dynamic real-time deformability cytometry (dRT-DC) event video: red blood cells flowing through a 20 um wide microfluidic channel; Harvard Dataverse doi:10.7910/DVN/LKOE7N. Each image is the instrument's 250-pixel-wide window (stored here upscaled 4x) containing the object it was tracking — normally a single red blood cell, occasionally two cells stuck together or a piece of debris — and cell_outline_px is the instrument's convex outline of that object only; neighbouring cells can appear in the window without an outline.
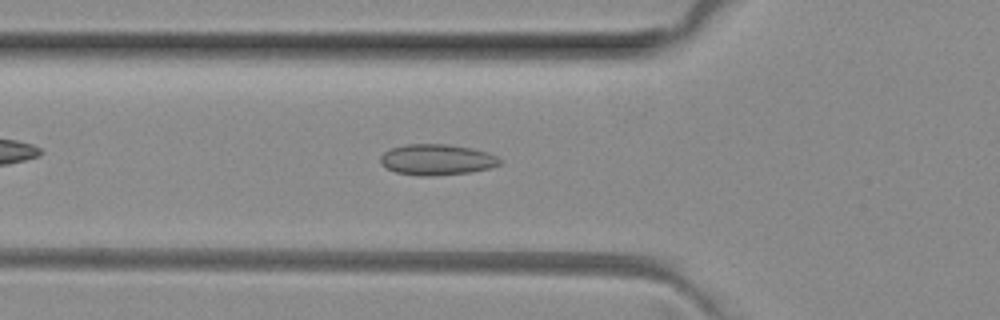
{"species": "common noctule bat (a hibernating species)", "species_latin": "Nyctalus noctula", "temperature_condition": "room temperature", "stored_images_in_passage": 41, "camera_frame_rate_fps": 3000, "um_per_image_px": 0.085, "animal": {"sex": "female", "body_mass_g": 29.2, "forearm_length_mm": 56.3}, "frame": {"image": 1, "passage_image": 8, "time_ms": 2.333, "image_size_px": [1000, 320], "cell_outline_px": [[504, 160], [500, 164], [492, 168], [472, 172], [436, 176], [416, 176], [396, 172], [380, 164], [380, 156], [384, 152], [392, 148], [404, 144], [448, 144], [472, 148], [488, 152]], "centroid_in_image_um": [37.16, 13.58], "position_along_channel_um": 88.6, "area_um2": 21.85}}
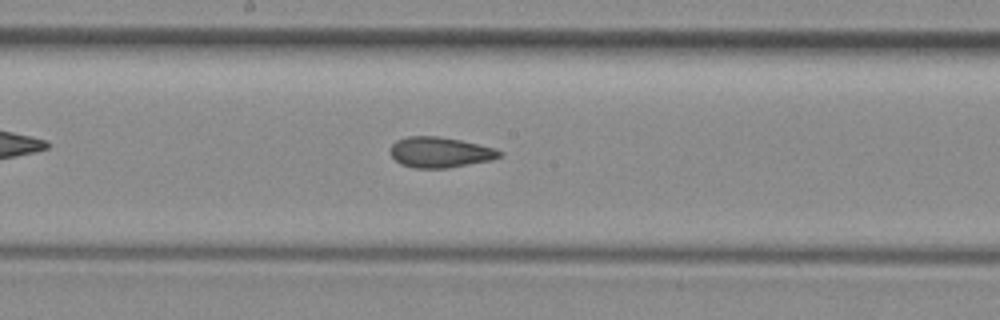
{"frame": {"image": 2, "passage_image": 17, "time_ms": 5.333, "image_size_px": [1000, 320], "cell_outline_px": [[504, 152], [500, 156], [492, 160], [448, 168], [416, 168], [400, 164], [392, 156], [392, 144], [396, 140], [408, 136], [440, 136], [460, 140], [496, 148]], "centroid_in_image_um": [37.43, 12.94], "position_along_channel_um": 210.8, "area_um2": 19.42}}
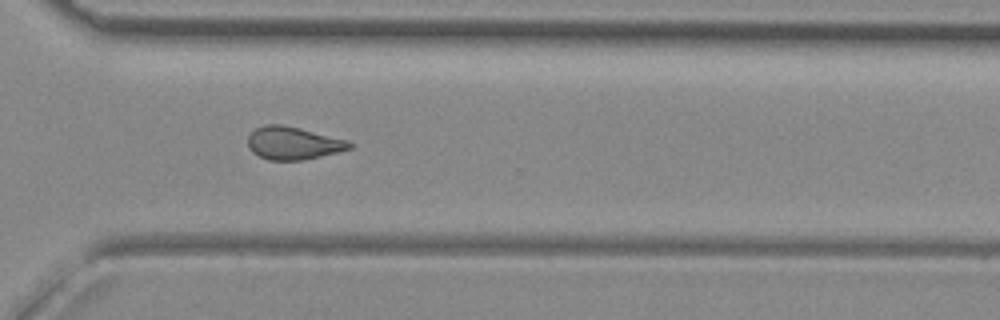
{"frame": {"image": 3, "passage_image": 27, "time_ms": 8.667, "image_size_px": [1000, 320], "cell_outline_px": [[352, 148], [320, 156], [300, 160], [268, 160], [252, 152], [248, 148], [248, 136], [256, 128], [264, 124], [280, 124], [300, 128], [348, 140], [352, 144]], "centroid_in_image_um": [24.89, 12.16], "position_along_channel_um": 345.7, "area_um2": 19.31}, "authors_computed_cell_mechanics": {"area_um2": 19.4208, "velocity_mm_per_s": 4.0491, "shape_relaxation_time_tau1_ms": null, "shape_relaxation_time_tau2_ms": 2.4998, "deformation_change_tau1": null, "deformation_change_tau2": 0.0881}}